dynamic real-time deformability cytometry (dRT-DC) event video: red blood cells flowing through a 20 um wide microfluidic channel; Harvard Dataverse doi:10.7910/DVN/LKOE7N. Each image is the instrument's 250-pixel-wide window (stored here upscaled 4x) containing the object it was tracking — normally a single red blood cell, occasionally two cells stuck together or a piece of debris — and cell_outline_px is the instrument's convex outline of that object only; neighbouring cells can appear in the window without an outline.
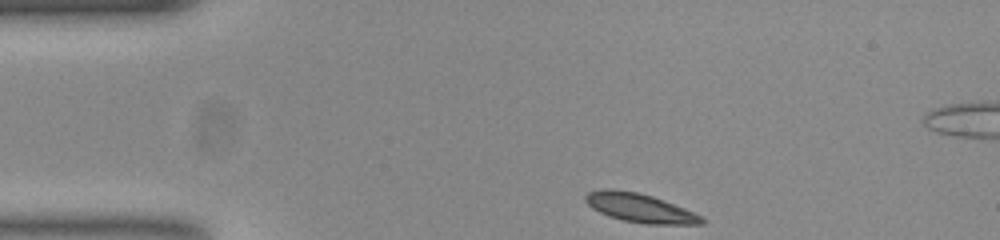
{"species": "common noctule bat (a hibernating species)", "species_latin": "Nyctalus noctula", "temperature_condition": "room temperature", "stored_images_in_passage": 37, "camera_frame_rate_fps": 3000, "um_per_image_px": 0.085, "animal": {"sex": "female", "body_mass_g": 23.0, "forearm_length_mm": 53.4}, "frame": {"image": 1, "passage_image": 1, "time_ms": 0.0, "image_size_px": [1000, 240], "cell_outline_px": [[704, 224], [648, 224], [624, 220], [608, 216], [592, 208], [584, 200], [584, 196], [588, 192], [636, 192], [652, 196], [684, 208], [700, 216], [704, 220]], "centroid_in_image_um": [54.44, 17.72], "position_along_channel_um": 30.6, "area_um2": 18.5}}
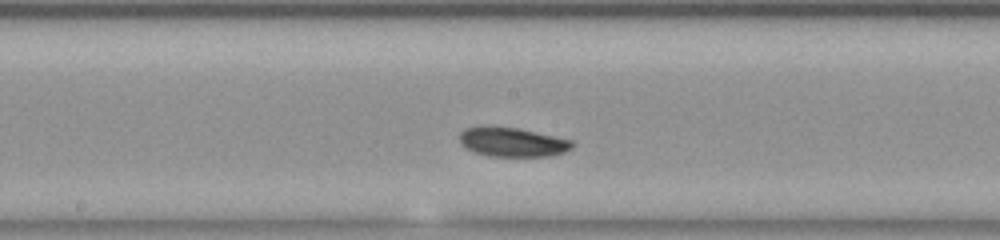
{"frame": {"image": 2, "passage_image": 19, "time_ms": 6.0, "image_size_px": [1000, 240], "cell_outline_px": [[572, 148], [564, 152], [548, 156], [492, 156], [476, 152], [468, 148], [460, 140], [460, 132], [464, 128], [480, 124], [484, 124], [516, 128], [536, 132], [572, 140]], "centroid_in_image_um": [43.52, 12.04], "position_along_channel_um": 204.7, "area_um2": 19.19}}
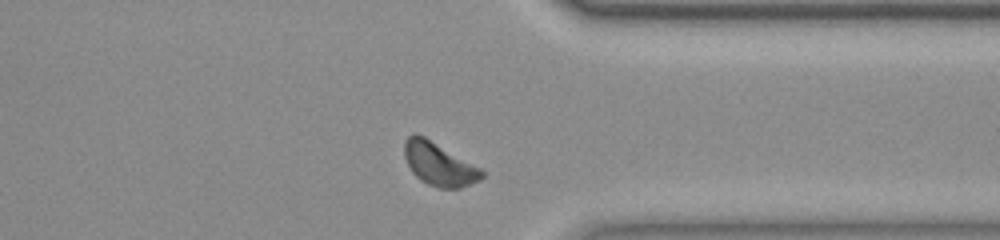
{"frame": {"image": 3, "passage_image": 33, "time_ms": 10.667, "image_size_px": [1000, 240], "cell_outline_px": [[484, 176], [480, 180], [460, 188], [440, 188], [428, 184], [416, 176], [412, 172], [404, 156], [404, 140], [412, 132], [416, 132], [424, 136], [480, 168], [484, 172]], "centroid_in_image_um": [37.29, 13.93], "position_along_channel_um": 374.1, "area_um2": 19.31}, "authors_computed_cell_mechanics": {"area_um2": 18.785, "velocity_mm_per_s": 3.7314, "shape_relaxation_time_tau1_ms": 3.1733, "shape_relaxation_time_tau2_ms": 4.0574, "deformation_change_tau1": 0.0733, "deformation_change_tau2": 0.0674}}